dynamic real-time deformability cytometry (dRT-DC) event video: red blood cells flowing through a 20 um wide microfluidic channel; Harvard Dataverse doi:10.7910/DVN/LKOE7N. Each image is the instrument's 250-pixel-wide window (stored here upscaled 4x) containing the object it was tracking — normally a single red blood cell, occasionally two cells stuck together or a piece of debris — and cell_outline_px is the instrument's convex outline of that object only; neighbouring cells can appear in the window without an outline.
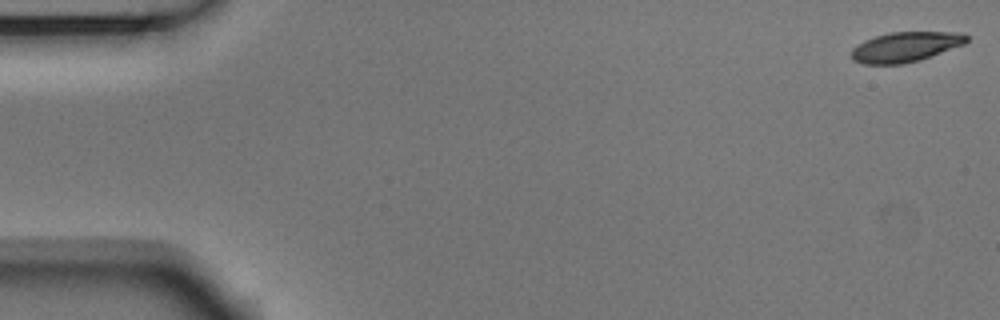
{"species": "Egyptian fruit bat (a non-hibernating species)", "species_latin": "Rousettus aegyptiacus", "temperature_condition": "room temperature", "stored_images_in_passage": 54, "camera_frame_rate_fps": 3000, "um_per_image_px": 0.085, "animal": {"sex": "male"}, "frame": {"image": 1, "passage_image": 1, "time_ms": 0.0, "image_size_px": [1000, 320], "cell_outline_px": [[968, 40], [964, 44], [920, 60], [904, 64], [864, 64], [852, 60], [852, 48], [864, 40], [876, 36], [892, 32], [956, 32], [968, 36]], "centroid_in_image_um": [76.95, 3.99], "position_along_channel_um": 8.1, "area_um2": 20.0}}
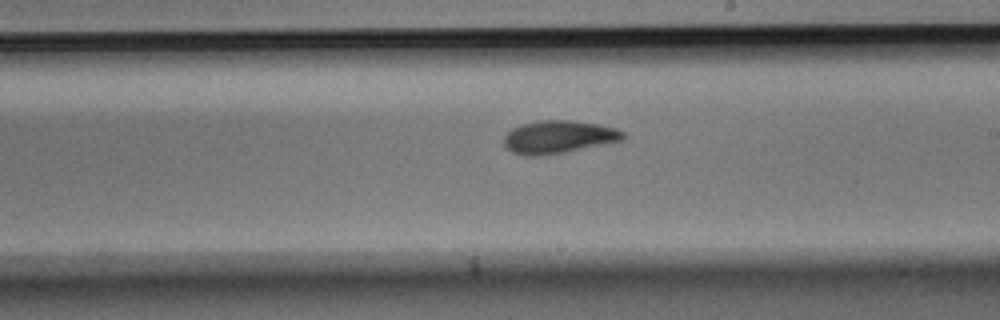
{"frame": {"image": 2, "passage_image": 31, "time_ms": 10.0, "image_size_px": [1000, 320], "cell_outline_px": [[624, 136], [620, 140], [564, 152], [536, 156], [524, 156], [512, 152], [504, 144], [504, 136], [512, 128], [520, 124], [540, 120], [572, 120], [596, 124], [616, 128], [624, 132]], "centroid_in_image_um": [47.41, 11.63], "position_along_channel_um": 241.6, "area_um2": 22.48}}
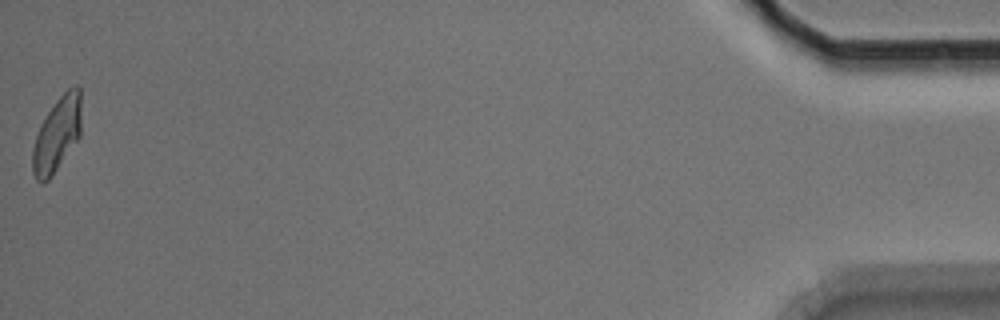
{"frame": {"image": 3, "passage_image": 54, "time_ms": 17.667, "image_size_px": [1000, 320], "cell_outline_px": [[80, 136], [52, 176], [48, 180], [36, 180], [32, 172], [32, 148], [40, 124], [56, 100], [68, 88], [76, 84], [80, 88]], "centroid_in_image_um": [4.84, 11.41], "position_along_channel_um": 430.4, "area_um2": 20.98}, "authors_computed_cell_mechanics": {"area_um2": 21.5594, "velocity_mm_per_s": 3.7161, "shape_relaxation_time_tau1_ms": 3.8255, "shape_relaxation_time_tau2_ms": 3.1465, "deformation_change_tau1": 0.1349, "deformation_change_tau2": 0.0924}}